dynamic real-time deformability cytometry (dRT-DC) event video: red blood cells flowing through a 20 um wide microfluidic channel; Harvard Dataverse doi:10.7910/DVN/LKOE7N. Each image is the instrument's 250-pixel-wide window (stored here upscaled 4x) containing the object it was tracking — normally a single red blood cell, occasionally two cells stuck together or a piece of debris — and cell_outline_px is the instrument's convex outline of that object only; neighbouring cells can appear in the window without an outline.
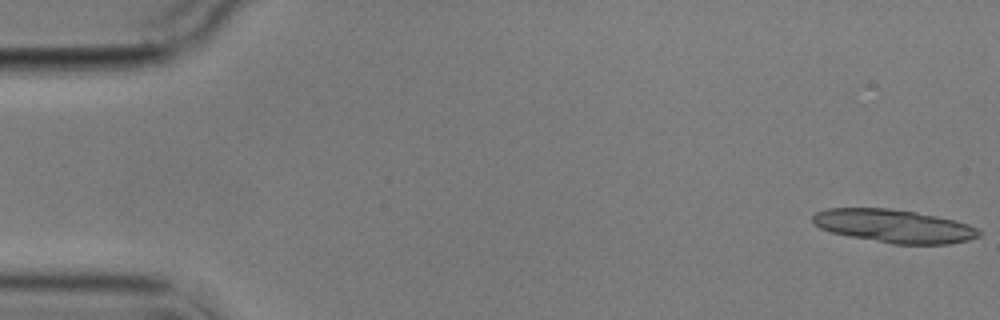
{"species": "common noctule bat (a hibernating species)", "species_latin": "Nyctalus noctula", "temperature_condition": "cold", "stored_images_in_passage": 5, "camera_frame_rate_fps": 3000, "um_per_image_px": 0.085, "animal": {"sex": "male", "body_mass_g": 17.9}, "frame": {"image": 1, "passage_image": 1, "time_ms": 0.0, "image_size_px": [1000, 320], "cell_outline_px": [[980, 236], [968, 240], [948, 244], [892, 244], [848, 236], [832, 232], [820, 228], [812, 220], [812, 216], [816, 212], [828, 208], [888, 208], [916, 212], [956, 220], [980, 228]], "centroid_in_image_um": [76.02, 19.21], "position_along_channel_um": 9.0, "area_um2": 32.25}}